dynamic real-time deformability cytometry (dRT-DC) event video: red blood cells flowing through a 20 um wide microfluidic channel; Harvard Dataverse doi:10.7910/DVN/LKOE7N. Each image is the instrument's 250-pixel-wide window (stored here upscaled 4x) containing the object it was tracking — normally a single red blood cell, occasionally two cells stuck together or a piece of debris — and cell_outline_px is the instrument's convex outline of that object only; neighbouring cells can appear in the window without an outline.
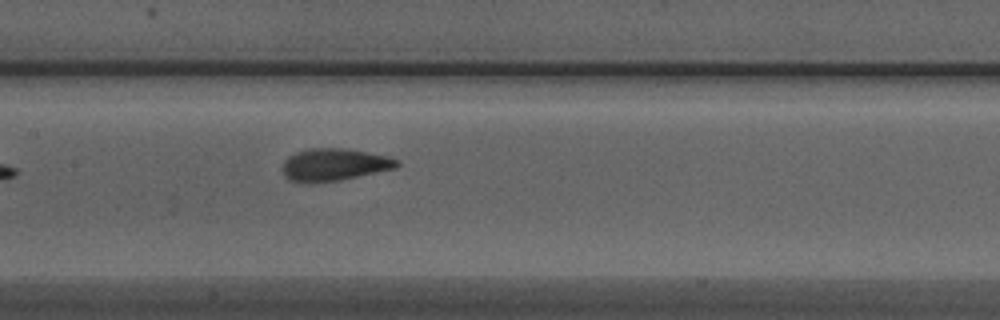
{"species": "Egyptian fruit bat (a non-hibernating species)", "species_latin": "Rousettus aegyptiacus", "temperature_condition": "warm", "stored_images_in_passage": 7, "camera_frame_rate_fps": 3000, "um_per_image_px": 0.085, "animal": {"sex": "male"}, "frame": {"image": 1, "passage_image": 7, "time_ms": 2.0, "image_size_px": [1000, 320], "cell_outline_px": [[400, 164], [396, 168], [340, 180], [288, 180], [284, 176], [280, 168], [284, 160], [288, 156], [296, 152], [308, 148], [344, 148], [388, 156], [400, 160]], "centroid_in_image_um": [28.42, 13.96], "position_along_channel_um": 179.0, "area_um2": 21.21}}